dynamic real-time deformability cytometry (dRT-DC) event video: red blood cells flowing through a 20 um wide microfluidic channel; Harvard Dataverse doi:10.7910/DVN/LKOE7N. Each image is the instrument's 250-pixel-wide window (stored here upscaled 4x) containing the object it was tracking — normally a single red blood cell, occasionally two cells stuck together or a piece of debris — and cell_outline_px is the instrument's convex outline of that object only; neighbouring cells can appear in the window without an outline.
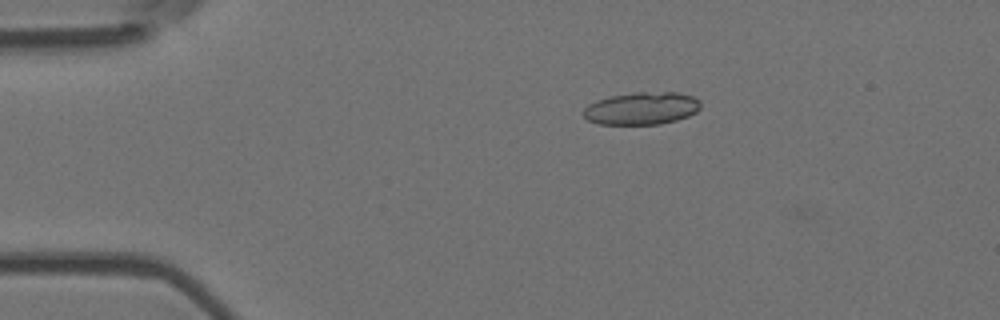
{"species": "Egyptian fruit bat (a non-hibernating species)", "species_latin": "Rousettus aegyptiacus", "temperature_condition": "room temperature", "stored_images_in_passage": 6, "camera_frame_rate_fps": 3000, "um_per_image_px": 0.085, "animal": {"sex": "female"}, "frame": {"image": 1, "passage_image": 4, "time_ms": 1.0, "image_size_px": [1000, 320], "cell_outline_px": [[700, 108], [696, 112], [688, 116], [676, 120], [660, 124], [600, 124], [588, 120], [584, 116], [584, 108], [588, 104], [596, 100], [612, 96], [636, 92], [676, 92], [692, 96], [700, 100]], "centroid_in_image_um": [54.55, 9.21], "position_along_channel_um": 30.4, "area_um2": 22.14}}